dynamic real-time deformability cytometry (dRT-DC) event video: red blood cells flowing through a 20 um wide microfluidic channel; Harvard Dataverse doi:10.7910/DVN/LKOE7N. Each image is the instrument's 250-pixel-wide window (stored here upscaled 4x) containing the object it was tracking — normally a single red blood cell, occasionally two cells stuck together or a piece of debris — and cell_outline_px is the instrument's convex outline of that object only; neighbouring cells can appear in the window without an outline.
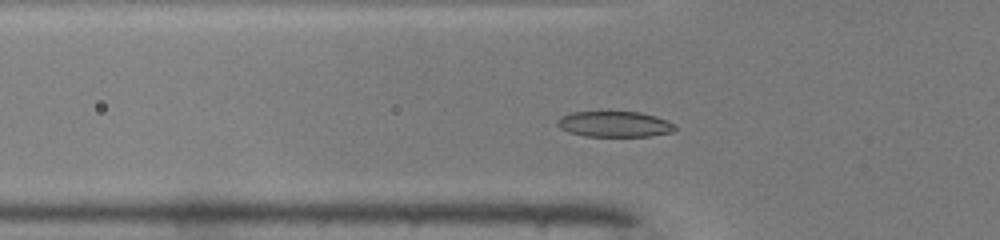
{"species": "common noctule bat (a hibernating species)", "species_latin": "Nyctalus noctula", "temperature_condition": "warm", "stored_images_in_passage": 44, "camera_frame_rate_fps": 3000, "um_per_image_px": 0.085, "animal": {"sex": "male", "body_mass_g": 19.0, "forearm_length_mm": 50.8}, "frame": {"image": 1, "passage_image": 10, "time_ms": 3.0, "image_size_px": [1000, 240], "cell_outline_px": [[676, 128], [672, 132], [652, 136], [584, 136], [568, 132], [560, 128], [556, 124], [556, 120], [560, 116], [572, 112], [608, 108], [640, 112], [656, 116], [676, 124]], "centroid_in_image_um": [52.19, 10.49], "position_along_channel_um": 73.6, "area_um2": 18.73}}
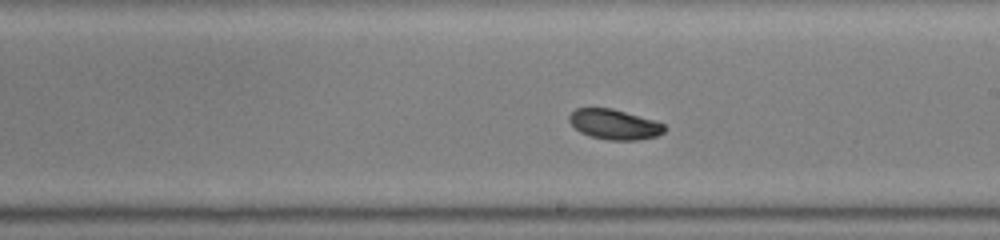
{"frame": {"image": 2, "passage_image": 22, "time_ms": 7.0, "image_size_px": [1000, 240], "cell_outline_px": [[664, 132], [656, 136], [636, 140], [608, 140], [588, 136], [580, 132], [568, 120], [568, 116], [576, 108], [612, 108], [652, 120], [664, 124]], "centroid_in_image_um": [52.18, 10.58], "position_along_channel_um": 236.8, "area_um2": 16.53}}
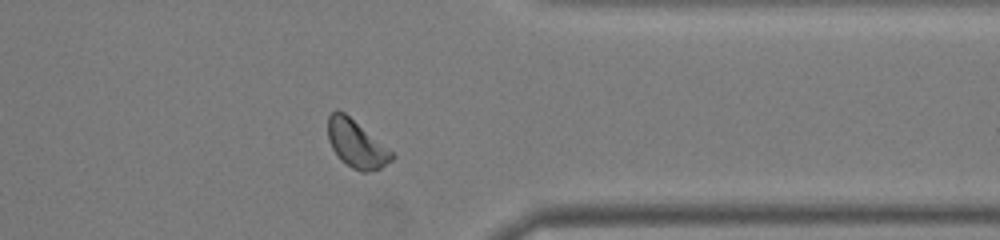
{"frame": {"image": 3, "passage_image": 33, "time_ms": 10.667, "image_size_px": [1000, 240], "cell_outline_px": [[396, 156], [392, 160], [380, 168], [368, 172], [360, 172], [352, 168], [340, 160], [332, 148], [328, 140], [328, 116], [336, 108], [344, 112], [392, 152]], "centroid_in_image_um": [30.26, 12.24], "position_along_channel_um": 381.1, "area_um2": 17.51}, "authors_computed_cell_mechanics": {"area_um2": 17.1377, "velocity_mm_per_s": 4.0811, "shape_relaxation_time_tau1_ms": 1.986, "shape_relaxation_time_tau2_ms": null, "deformation_change_tau1": 0.0859, "deformation_change_tau2": null}}